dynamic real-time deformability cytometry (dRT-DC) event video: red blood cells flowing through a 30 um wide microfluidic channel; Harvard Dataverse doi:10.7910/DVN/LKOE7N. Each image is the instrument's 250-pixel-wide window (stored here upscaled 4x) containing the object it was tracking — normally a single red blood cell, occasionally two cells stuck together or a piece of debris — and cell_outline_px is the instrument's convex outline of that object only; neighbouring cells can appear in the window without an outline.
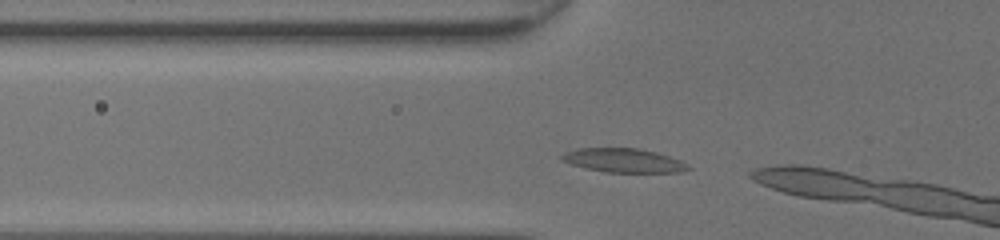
{"species": "common noctule bat (a hibernating species)", "species_latin": "Nyctalus noctula", "temperature_condition": "room temperature", "stored_images_in_passage": 4, "camera_frame_rate_fps": 3000, "um_per_image_px": 0.085, "animal": {"sex": "female", "body_mass_g": 20.0, "forearm_length_mm": 54.0}, "frame": {"image": 1, "passage_image": 2, "time_ms": 0.333, "image_size_px": [1000, 240], "cell_outline_px": [[692, 168], [684, 172], [604, 172], [584, 168], [560, 160], [560, 156], [564, 152], [580, 148], [636, 148], [656, 152], [680, 160], [688, 164]], "centroid_in_image_um": [53.0, 13.64], "position_along_channel_um": 72.8, "area_um2": 17.69}}